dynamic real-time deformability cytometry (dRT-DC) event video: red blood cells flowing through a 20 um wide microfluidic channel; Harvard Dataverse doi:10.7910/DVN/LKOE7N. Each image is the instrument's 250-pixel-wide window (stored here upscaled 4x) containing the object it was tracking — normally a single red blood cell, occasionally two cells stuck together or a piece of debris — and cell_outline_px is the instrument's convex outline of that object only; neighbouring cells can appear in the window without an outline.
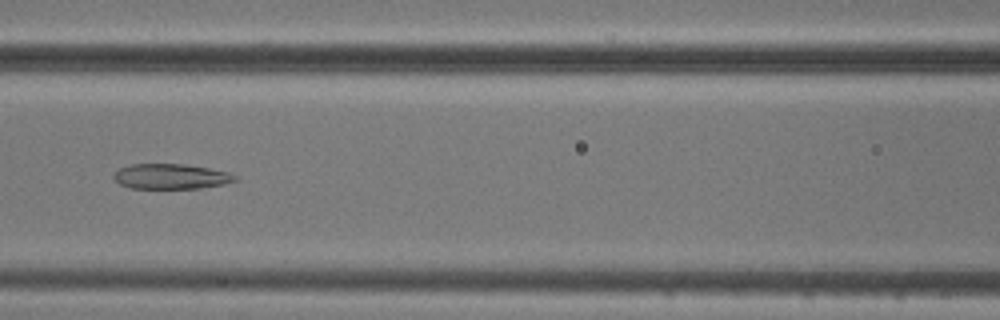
{"species": "common noctule bat (a hibernating species)", "species_latin": "Nyctalus noctula", "temperature_condition": "cold", "stored_images_in_passage": 10, "camera_frame_rate_fps": 3000, "um_per_image_px": 0.085, "animal": {"sex": "male", "body_mass_g": 20.5, "forearm_length_mm": 52.5}, "frame": {"image": 1, "passage_image": 6, "time_ms": 6.0, "image_size_px": [1000, 320], "cell_outline_px": [[236, 180], [224, 184], [200, 188], [128, 188], [120, 184], [112, 176], [120, 168], [132, 164], [184, 164], [208, 168], [228, 172], [236, 176]], "centroid_in_image_um": [14.52, 15.0], "position_along_channel_um": 152.1, "area_um2": 17.63}}
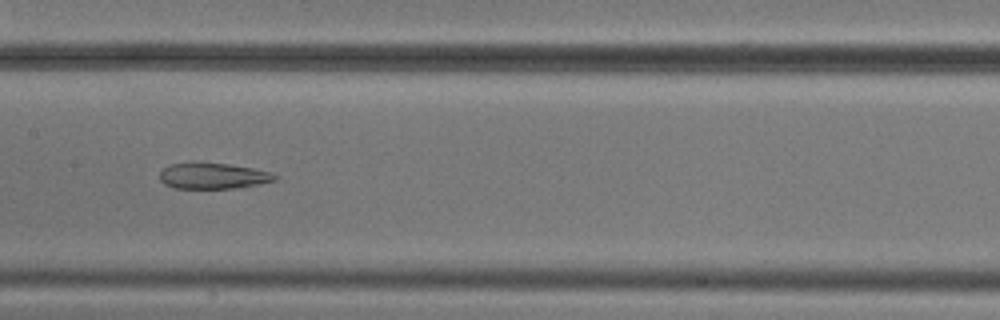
{"frame": {"image": 2, "passage_image": 7, "time_ms": 7.0, "image_size_px": [1000, 320], "cell_outline_px": [[276, 180], [260, 184], [240, 188], [176, 188], [164, 184], [160, 180], [160, 172], [168, 164], [192, 160], [200, 160], [228, 164], [252, 168], [268, 172], [276, 176]], "centroid_in_image_um": [18.03, 14.91], "position_along_channel_um": 189.4, "area_um2": 17.92}}
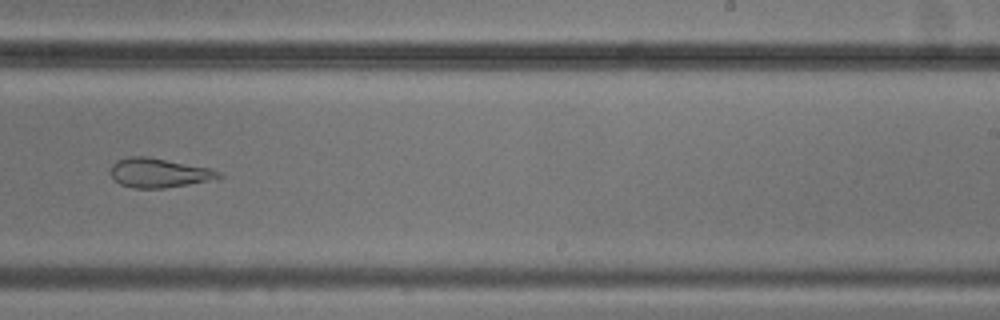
{"frame": {"image": 3, "passage_image": 9, "time_ms": 9.333, "image_size_px": [1000, 320], "cell_outline_px": [[224, 176], [220, 180], [164, 188], [132, 188], [120, 184], [108, 172], [112, 164], [116, 160], [132, 156], [148, 156], [212, 168], [220, 172]], "centroid_in_image_um": [13.58, 14.7], "position_along_channel_um": 275.4, "area_um2": 19.02}}